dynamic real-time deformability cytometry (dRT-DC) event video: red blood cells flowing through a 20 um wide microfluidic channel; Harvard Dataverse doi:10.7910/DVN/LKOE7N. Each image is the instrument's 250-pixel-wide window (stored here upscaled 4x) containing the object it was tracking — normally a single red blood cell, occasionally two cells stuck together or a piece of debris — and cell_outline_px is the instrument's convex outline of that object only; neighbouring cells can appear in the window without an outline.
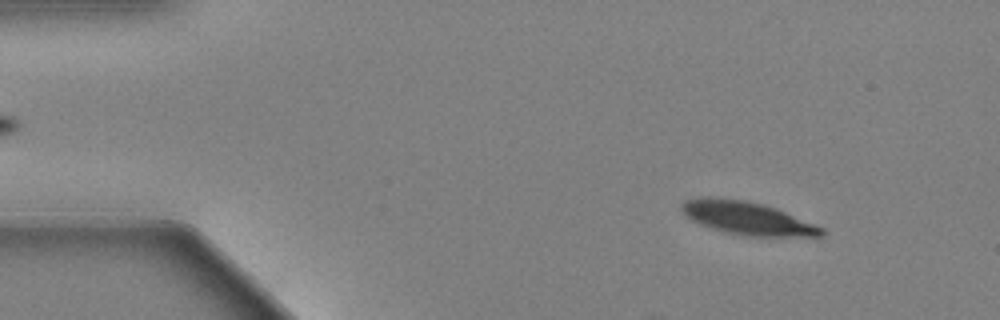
{"species": "Egyptian fruit bat (a non-hibernating species)", "species_latin": "Rousettus aegyptiacus", "temperature_condition": "warm", "stored_images_in_passage": 59, "camera_frame_rate_fps": 3000, "um_per_image_px": 0.085, "animal": {"sex": "female"}, "frame": {"image": 1, "passage_image": 7, "time_ms": 2.0, "image_size_px": [1000, 320], "cell_outline_px": [[824, 236], [748, 236], [724, 232], [700, 224], [684, 216], [680, 208], [680, 204], [684, 200], [704, 196], [712, 196], [744, 200], [764, 204], [776, 208], [824, 228]], "centroid_in_image_um": [63.45, 18.52], "position_along_channel_um": 21.5, "area_um2": 27.05}}
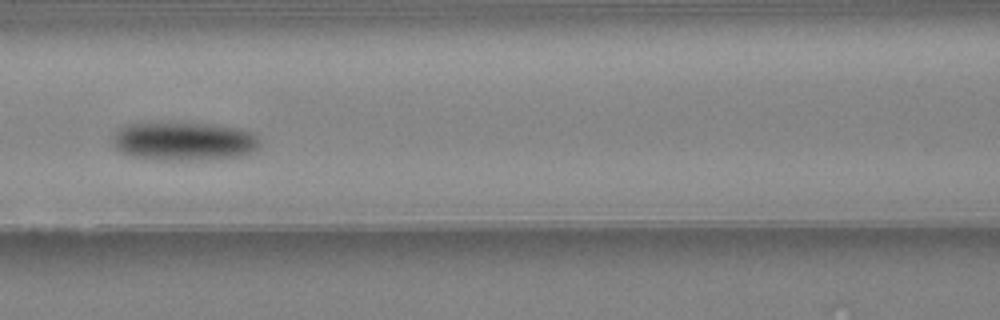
{"frame": {"image": 2, "passage_image": 26, "time_ms": 8.333, "image_size_px": [1000, 320], "cell_outline_px": [[260, 144], [252, 152], [244, 156], [192, 160], [156, 160], [132, 156], [120, 152], [112, 144], [112, 136], [120, 128], [128, 124], [212, 124], [240, 128], [252, 132], [260, 140]], "centroid_in_image_um": [15.65, 12.03], "position_along_channel_um": 151.0, "area_um2": 32.95}}
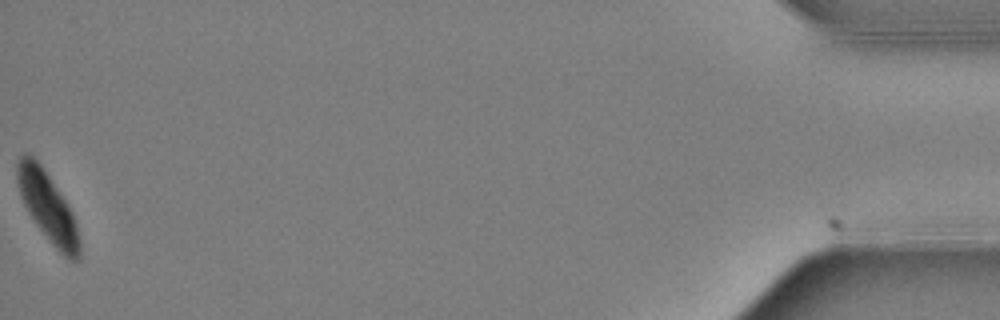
{"frame": {"image": 3, "passage_image": 59, "time_ms": 19.333, "image_size_px": [1000, 320], "cell_outline_px": [[80, 260], [68, 260], [52, 244], [36, 224], [28, 212], [20, 196], [16, 180], [16, 160], [24, 152], [32, 156], [44, 168], [68, 204], [76, 220], [80, 240]], "centroid_in_image_um": [4.05, 17.57], "position_along_channel_um": 431.1, "area_um2": 25.43}, "authors_computed_cell_mechanics": {"area_um2": 29.7092, "velocity_mm_per_s": 3.4525, "shape_relaxation_time_tau1_ms": 2.0772, "shape_relaxation_time_tau2_ms": null, "deformation_change_tau1": 0.158, "deformation_change_tau2": null}}